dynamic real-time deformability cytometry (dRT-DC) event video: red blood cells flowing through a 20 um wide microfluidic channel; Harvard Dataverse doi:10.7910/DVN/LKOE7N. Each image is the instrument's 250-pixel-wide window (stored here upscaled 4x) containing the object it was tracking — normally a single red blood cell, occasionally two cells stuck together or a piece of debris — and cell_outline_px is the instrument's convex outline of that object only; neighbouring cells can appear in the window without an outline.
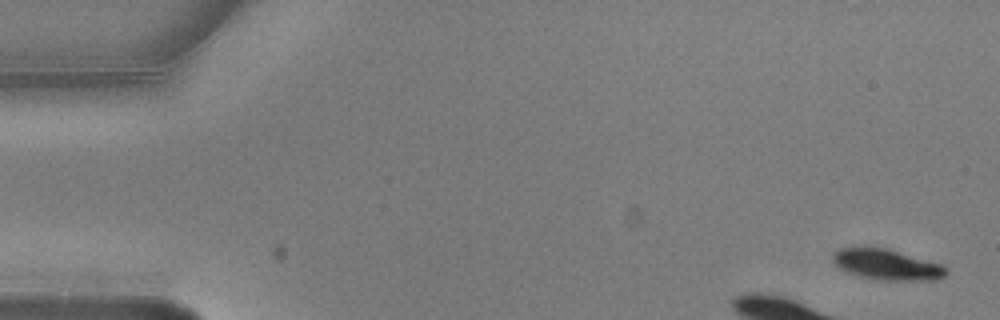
{"species": "common noctule bat (a hibernating species)", "species_latin": "Nyctalus noctula", "temperature_condition": "warm", "stored_images_in_passage": 4, "camera_frame_rate_fps": 3000, "um_per_image_px": 0.085, "animal": {"sex": "male", "body_mass_g": 20.5, "forearm_length_mm": 52.5}, "frame": {"image": 1, "passage_image": 1, "time_ms": 0.0, "image_size_px": [1000, 320], "cell_outline_px": [[948, 272], [944, 276], [932, 280], [884, 280], [860, 276], [848, 272], [840, 268], [832, 260], [832, 252], [840, 248], [888, 248], [944, 264], [948, 268]], "centroid_in_image_um": [75.43, 22.48], "position_along_channel_um": 9.6, "area_um2": 20.23}}